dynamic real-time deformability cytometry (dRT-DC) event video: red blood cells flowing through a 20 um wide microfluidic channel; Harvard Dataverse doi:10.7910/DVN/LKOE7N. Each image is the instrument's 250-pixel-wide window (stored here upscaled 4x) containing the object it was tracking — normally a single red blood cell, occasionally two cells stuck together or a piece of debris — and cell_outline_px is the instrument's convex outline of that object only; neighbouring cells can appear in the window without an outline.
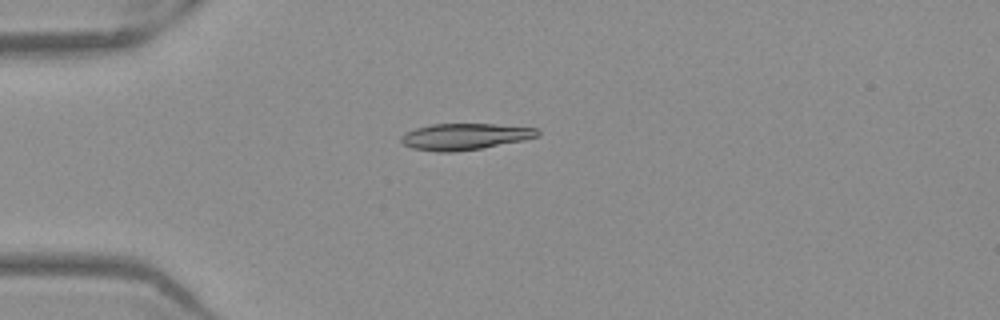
{"species": "Egyptian fruit bat (a non-hibernating species)", "species_latin": "Rousettus aegyptiacus", "temperature_condition": "warm", "stored_images_in_passage": 40, "camera_frame_rate_fps": 3000, "um_per_image_px": 0.085, "frame": {"image": 1, "passage_image": 2, "time_ms": 0.333, "image_size_px": [1000, 320], "cell_outline_px": [[540, 136], [524, 140], [480, 148], [452, 152], [436, 152], [412, 148], [404, 144], [400, 140], [400, 136], [404, 132], [416, 128], [432, 124], [496, 124], [540, 128]], "centroid_in_image_um": [39.52, 11.6], "position_along_channel_um": 45.5, "area_um2": 21.1}}
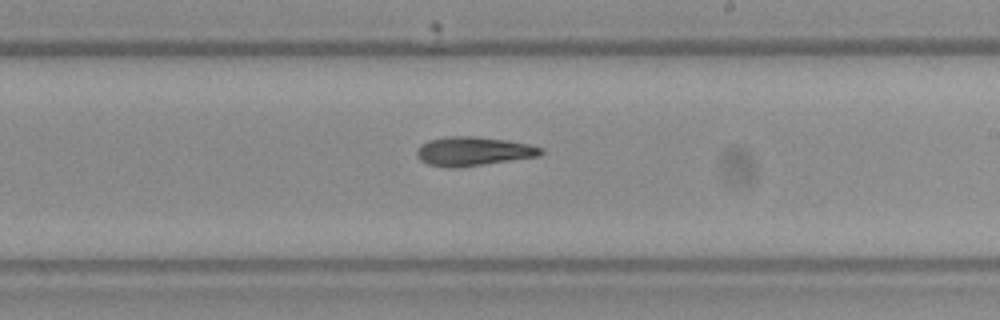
{"frame": {"image": 2, "passage_image": 19, "time_ms": 6.0, "image_size_px": [1000, 320], "cell_outline_px": [[544, 152], [540, 156], [452, 168], [448, 168], [428, 164], [420, 160], [416, 156], [416, 148], [420, 144], [428, 140], [448, 136], [476, 136], [508, 140], [528, 144], [544, 148]], "centroid_in_image_um": [40.2, 12.84], "position_along_channel_um": 248.8, "area_um2": 21.04}}
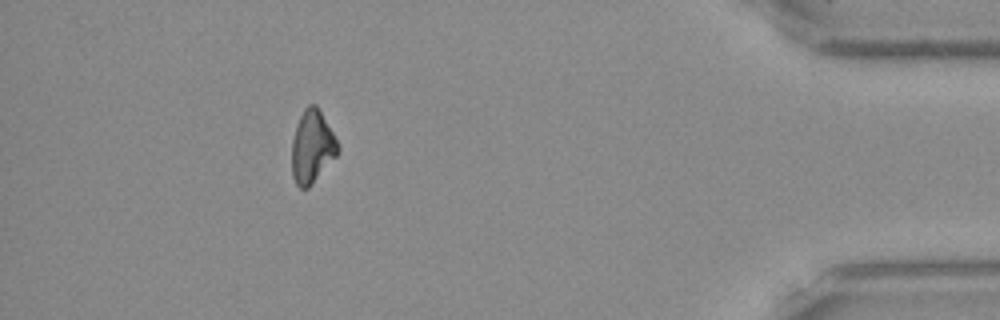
{"frame": {"image": 3, "passage_image": 35, "time_ms": 11.333, "image_size_px": [1000, 320], "cell_outline_px": [[340, 152], [308, 188], [300, 188], [296, 184], [292, 176], [292, 140], [300, 116], [304, 108], [308, 104], [316, 104], [332, 132], [340, 148]], "centroid_in_image_um": [26.52, 12.49], "position_along_channel_um": 408.7, "area_um2": 19.31}, "authors_computed_cell_mechanics": {"area_um2": 20.808, "velocity_mm_per_s": 3.9582, "shape_relaxation_time_tau1_ms": 11.1105, "shape_relaxation_time_tau2_ms": 10.4545, "deformation_change_tau1": 0.2452, "deformation_change_tau2": 0.1865}}